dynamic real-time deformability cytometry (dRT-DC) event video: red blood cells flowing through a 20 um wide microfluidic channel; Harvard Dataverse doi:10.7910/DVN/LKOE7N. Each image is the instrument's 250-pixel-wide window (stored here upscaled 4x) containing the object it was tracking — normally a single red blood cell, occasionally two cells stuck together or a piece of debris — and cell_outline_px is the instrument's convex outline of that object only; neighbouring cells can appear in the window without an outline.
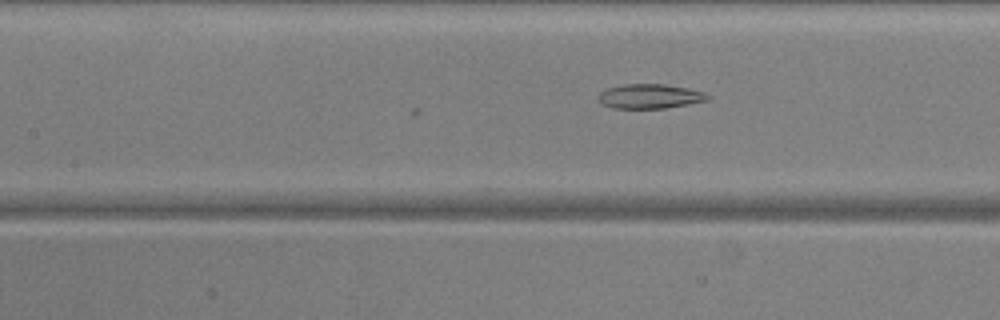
{"species": "common noctule bat (a hibernating species)", "species_latin": "Nyctalus noctula", "temperature_condition": "warm", "stored_images_in_passage": 9, "camera_frame_rate_fps": 3000, "um_per_image_px": 0.085, "animal": {"sex": "male", "body_mass_g": 20.5, "forearm_length_mm": 52.5}, "frame": {"image": 1, "passage_image": 9, "time_ms": 2.667, "image_size_px": [1000, 320], "cell_outline_px": [[712, 96], [708, 100], [688, 104], [664, 108], [612, 108], [600, 104], [600, 92], [608, 88], [624, 84], [664, 84], [688, 88], [704, 92]], "centroid_in_image_um": [55.26, 8.18], "position_along_channel_um": 152.1, "area_um2": 15.55}}